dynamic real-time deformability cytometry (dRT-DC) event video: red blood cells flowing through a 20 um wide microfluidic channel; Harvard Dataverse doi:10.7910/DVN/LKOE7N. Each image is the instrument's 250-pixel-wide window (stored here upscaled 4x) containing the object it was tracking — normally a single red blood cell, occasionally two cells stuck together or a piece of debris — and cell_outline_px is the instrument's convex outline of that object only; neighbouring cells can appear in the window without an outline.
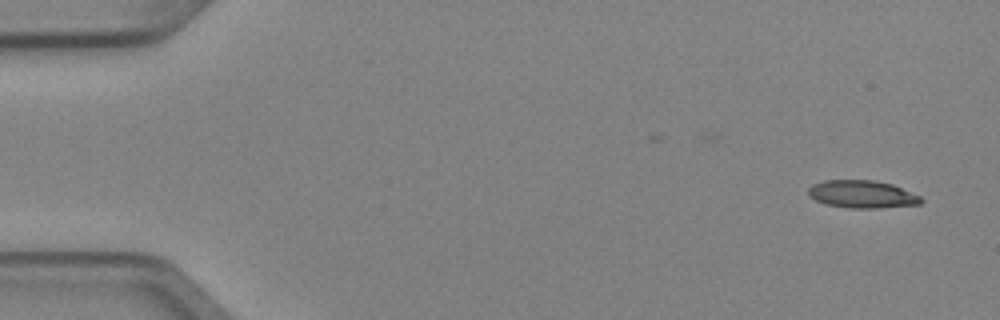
{"species": "Egyptian fruit bat (a non-hibernating species)", "species_latin": "Rousettus aegyptiacus", "temperature_condition": "cold", "stored_images_in_passage": 5, "segment_of_instrument_passage": [1, 2], "camera_frame_rate_fps": 3000, "um_per_image_px": 0.085, "animal": {"sex": "female"}, "frame": {"image": 1, "passage_image": 1, "time_ms": 0.0, "image_size_px": [1000, 320], "cell_outline_px": [[924, 200], [920, 204], [880, 208], [848, 208], [828, 204], [816, 200], [808, 196], [808, 188], [812, 184], [824, 180], [876, 180], [892, 184], [920, 196]], "centroid_in_image_um": [73.28, 16.5], "position_along_channel_um": 11.7, "area_um2": 18.21}}